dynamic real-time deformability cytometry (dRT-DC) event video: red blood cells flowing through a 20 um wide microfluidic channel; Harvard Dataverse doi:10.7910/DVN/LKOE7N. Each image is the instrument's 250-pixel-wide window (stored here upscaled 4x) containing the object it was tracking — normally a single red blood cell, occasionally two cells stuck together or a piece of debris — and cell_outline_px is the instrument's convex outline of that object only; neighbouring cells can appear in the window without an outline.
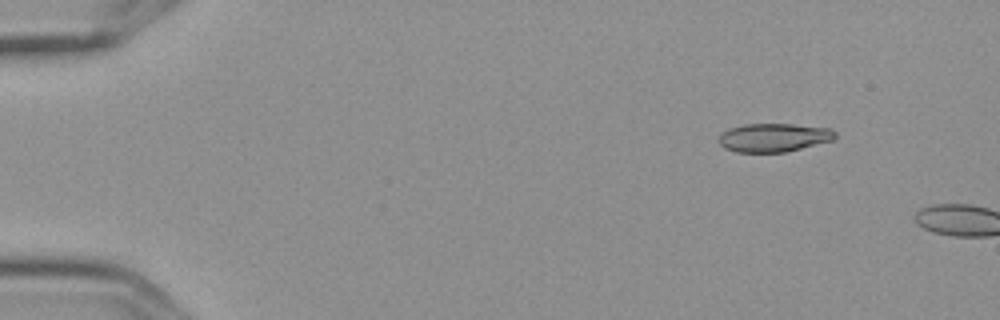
{"species": "Egyptian fruit bat (a non-hibernating species)", "species_latin": "Rousettus aegyptiacus", "temperature_condition": "cold", "stored_images_in_passage": 2, "camera_frame_rate_fps": 3000, "um_per_image_px": 0.085, "frame": {"image": 1, "passage_image": 1, "time_ms": 0.0, "image_size_px": [1000, 320], "cell_outline_px": [[836, 136], [832, 140], [784, 152], [736, 152], [724, 148], [716, 140], [728, 128], [744, 124], [792, 124], [832, 128], [836, 132]], "centroid_in_image_um": [65.74, 11.68], "position_along_channel_um": 19.3, "area_um2": 19.31}}